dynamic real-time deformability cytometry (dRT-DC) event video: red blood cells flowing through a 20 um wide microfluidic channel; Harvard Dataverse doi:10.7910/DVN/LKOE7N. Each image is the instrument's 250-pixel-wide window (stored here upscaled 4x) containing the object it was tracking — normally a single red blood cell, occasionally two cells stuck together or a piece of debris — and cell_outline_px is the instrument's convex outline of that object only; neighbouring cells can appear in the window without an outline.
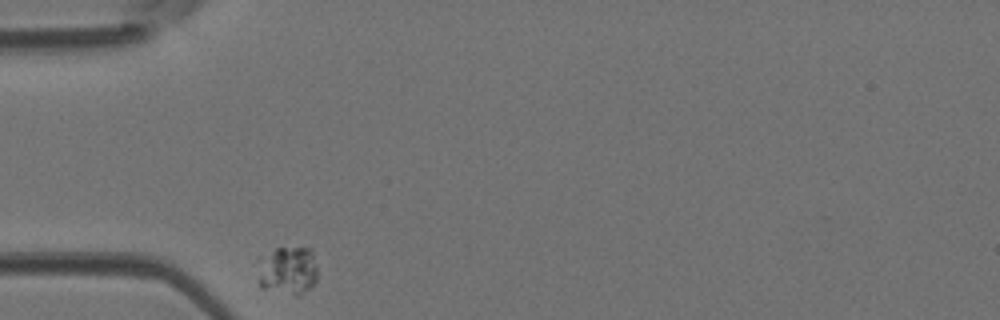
{"species": "Egyptian fruit bat (a non-hibernating species)", "species_latin": "Rousettus aegyptiacus", "temperature_condition": "room temperature", "stored_images_in_passage": 28, "camera_frame_rate_fps": 3000, "um_per_image_px": 0.085, "animal": {"sex": "female"}, "frame": {"image": 1, "passage_image": 1, "time_ms": 0.0, "image_size_px": [1000, 320], "cell_outline_px": [[316, 280], [308, 288], [296, 296], [260, 288], [256, 260], [256, 256], [276, 248], [312, 248], [316, 264]], "centroid_in_image_um": [24.38, 22.96], "position_along_channel_um": 60.6, "area_um2": 17.28}}
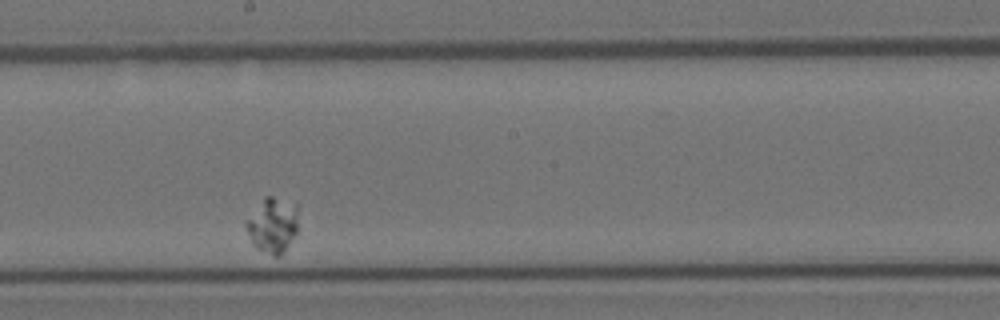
{"frame": {"image": 2, "passage_image": 16, "time_ms": 5.0, "image_size_px": [1000, 320], "cell_outline_px": [[296, 232], [280, 256], [272, 256], [256, 248], [252, 244], [244, 224], [264, 196], [272, 196], [296, 204]], "centroid_in_image_um": [23.13, 19.14], "position_along_channel_um": 225.1, "area_um2": 16.42}}
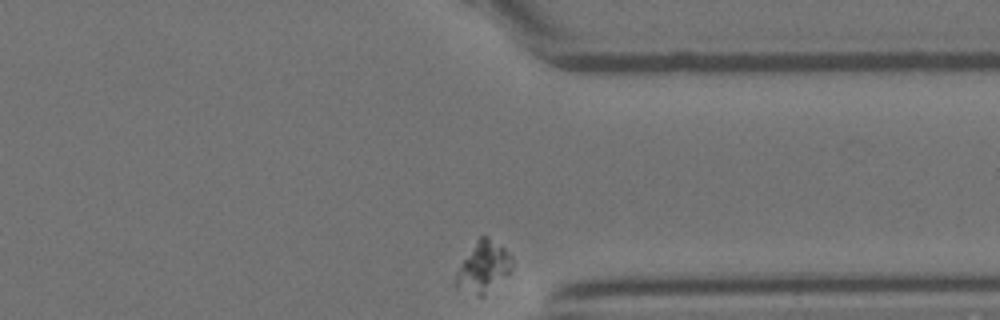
{"frame": {"image": 3, "passage_image": 28, "time_ms": 9.0, "image_size_px": [1000, 320], "cell_outline_px": [[512, 268], [484, 296], [476, 296], [456, 284], [456, 276], [464, 260], [476, 240], [480, 236], [488, 236], [504, 248], [512, 256]], "centroid_in_image_um": [41.12, 22.67], "position_along_channel_um": 370.3, "area_um2": 15.84}}